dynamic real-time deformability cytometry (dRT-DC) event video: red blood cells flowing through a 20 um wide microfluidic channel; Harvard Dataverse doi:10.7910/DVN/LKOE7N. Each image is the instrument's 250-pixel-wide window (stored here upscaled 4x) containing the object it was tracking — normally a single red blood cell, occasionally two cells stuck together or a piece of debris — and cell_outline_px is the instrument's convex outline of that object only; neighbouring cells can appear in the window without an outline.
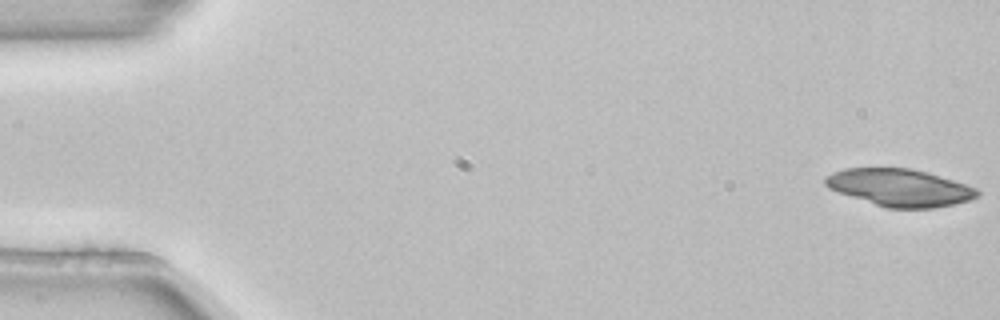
{"species": "common noctule bat (a hibernating species)", "species_latin": "Nyctalus noctula", "temperature_condition": "room temperature", "stored_images_in_passage": 7, "camera_frame_rate_fps": 3000, "um_per_image_px": 0.085, "animal": {"sex": "female", "body_mass_g": 22.7, "forearm_length_mm": 54.2}, "frame": {"image": 1, "passage_image": 1, "time_ms": 0.0, "image_size_px": [1000, 320], "cell_outline_px": [[980, 196], [968, 200], [936, 208], [884, 208], [828, 188], [824, 184], [824, 176], [832, 172], [844, 168], [908, 168], [928, 172], [976, 188], [980, 192]], "centroid_in_image_um": [76.44, 15.94], "position_along_channel_um": 8.6, "area_um2": 33.0}}